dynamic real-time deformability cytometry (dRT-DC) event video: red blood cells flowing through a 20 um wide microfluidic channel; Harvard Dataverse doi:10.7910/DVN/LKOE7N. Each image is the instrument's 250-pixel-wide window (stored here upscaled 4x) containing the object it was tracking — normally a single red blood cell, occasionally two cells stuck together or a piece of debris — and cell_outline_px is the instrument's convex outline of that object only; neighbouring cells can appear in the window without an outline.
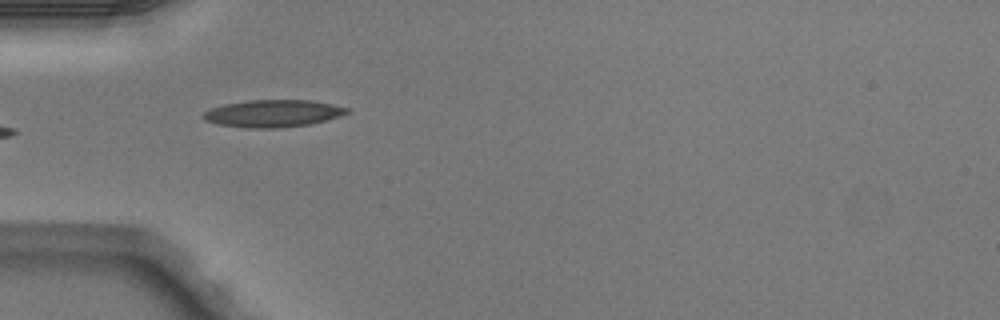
{"species": "Egyptian fruit bat (a non-hibernating species)", "species_latin": "Rousettus aegyptiacus", "temperature_condition": "warm", "stored_images_in_passage": 6, "camera_frame_rate_fps": 3000, "um_per_image_px": 0.085, "animal": {"sex": "male"}, "frame": {"image": 1, "passage_image": 5, "time_ms": 1.333, "image_size_px": [1000, 320], "cell_outline_px": [[352, 112], [340, 116], [308, 124], [280, 128], [248, 128], [220, 124], [204, 120], [200, 116], [204, 112], [212, 108], [224, 104], [248, 100], [308, 100], [332, 104], [352, 108]], "centroid_in_image_um": [23.23, 9.63], "position_along_channel_um": 61.8, "area_um2": 22.83}}
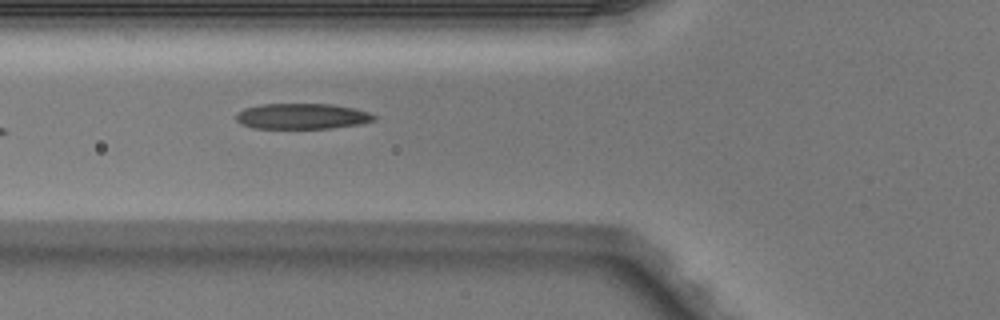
{"frame": {"image": 2, "passage_image": 6, "time_ms": 1.667, "image_size_px": [1000, 320], "cell_outline_px": [[376, 120], [360, 124], [332, 128], [252, 128], [240, 124], [236, 120], [236, 112], [244, 108], [260, 104], [332, 104], [352, 108], [368, 112], [376, 116]], "centroid_in_image_um": [25.64, 9.88], "position_along_channel_um": 100.2, "area_um2": 20.69}}